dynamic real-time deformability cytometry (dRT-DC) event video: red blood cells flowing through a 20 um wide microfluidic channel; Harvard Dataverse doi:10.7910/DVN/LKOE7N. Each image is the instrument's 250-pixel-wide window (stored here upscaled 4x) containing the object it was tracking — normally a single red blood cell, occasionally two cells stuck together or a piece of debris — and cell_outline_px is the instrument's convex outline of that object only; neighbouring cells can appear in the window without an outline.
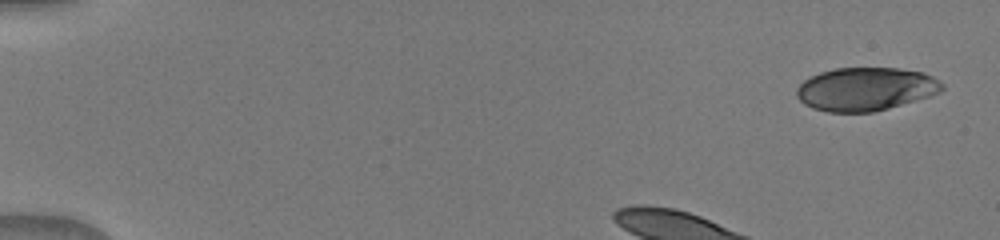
{"species": "human", "species_latin": "Homo sapiens", "temperature_condition": "warm", "stored_images_in_passage": 6, "segment_of_instrument_passage": [1, 2], "camera_frame_rate_fps": 3000, "um_per_image_px": 0.085, "donor": {"sex": "male"}, "frame": {"image": 1, "passage_image": 1, "time_ms": 0.0, "image_size_px": [1000, 240], "cell_outline_px": [[944, 88], [940, 92], [928, 96], [888, 108], [872, 112], [828, 112], [812, 108], [804, 104], [796, 96], [796, 88], [804, 80], [820, 72], [836, 68], [900, 68], [924, 72], [940, 80], [944, 84]], "centroid_in_image_um": [73.58, 7.56], "position_along_channel_um": 11.4, "area_um2": 36.7}}
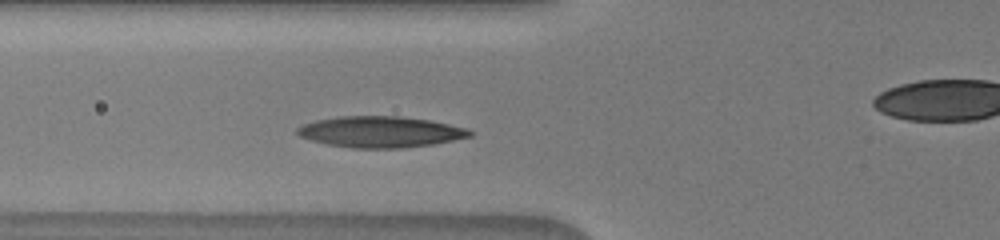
{"frame": {"image": 2, "passage_image": 5, "time_ms": 4.0, "image_size_px": [1000, 240], "cell_outline_px": [[472, 136], [432, 144], [400, 148], [352, 148], [328, 144], [312, 140], [300, 136], [296, 132], [296, 128], [304, 124], [316, 120], [340, 116], [400, 116], [428, 120], [468, 128], [472, 132]], "centroid_in_image_um": [32.33, 11.2], "position_along_channel_um": 93.5, "area_um2": 31.04}}